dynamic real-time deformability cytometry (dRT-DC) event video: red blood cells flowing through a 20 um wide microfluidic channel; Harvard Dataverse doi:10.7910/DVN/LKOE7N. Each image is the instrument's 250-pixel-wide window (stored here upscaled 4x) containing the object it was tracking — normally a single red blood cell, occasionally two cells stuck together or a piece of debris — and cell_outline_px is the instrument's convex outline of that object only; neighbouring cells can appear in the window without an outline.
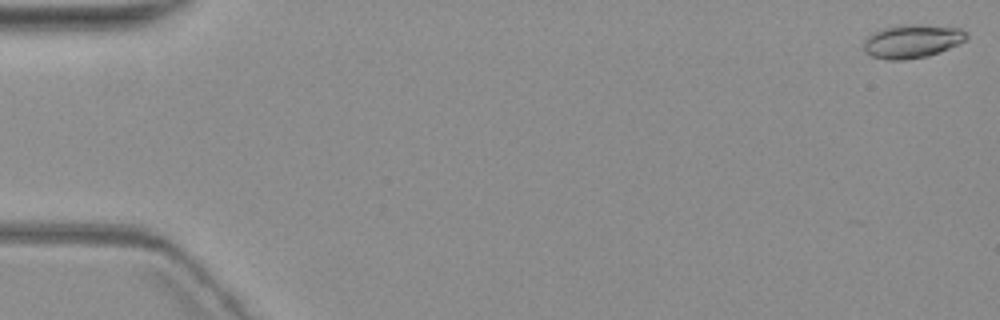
{"species": "common noctule bat (a hibernating species)", "species_latin": "Nyctalus noctula", "temperature_condition": "warm", "stored_images_in_passage": 5, "camera_frame_rate_fps": 3000, "um_per_image_px": 0.085, "animal": {"sex": "female", "body_mass_g": 19.3, "forearm_length_mm": 54.1}, "frame": {"image": 1, "passage_image": 1, "time_ms": 0.0, "image_size_px": [1000, 320], "cell_outline_px": [[968, 40], [940, 52], [928, 56], [904, 60], [888, 60], [872, 56], [864, 52], [860, 44], [872, 32], [884, 28], [900, 24], [920, 24], [960, 28], [968, 32]], "centroid_in_image_um": [77.52, 3.5], "position_along_channel_um": 7.5, "area_um2": 20.58}}
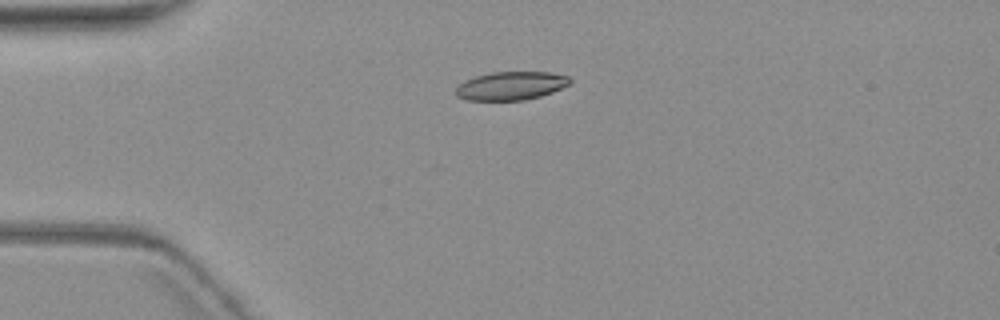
{"frame": {"image": 2, "passage_image": 4, "time_ms": 4.667, "image_size_px": [1000, 320], "cell_outline_px": [[572, 84], [552, 92], [540, 96], [524, 100], [468, 100], [456, 96], [456, 88], [464, 80], [476, 76], [492, 72], [552, 72], [568, 76], [572, 80]], "centroid_in_image_um": [43.47, 7.29], "position_along_channel_um": 41.5, "area_um2": 18.96}}